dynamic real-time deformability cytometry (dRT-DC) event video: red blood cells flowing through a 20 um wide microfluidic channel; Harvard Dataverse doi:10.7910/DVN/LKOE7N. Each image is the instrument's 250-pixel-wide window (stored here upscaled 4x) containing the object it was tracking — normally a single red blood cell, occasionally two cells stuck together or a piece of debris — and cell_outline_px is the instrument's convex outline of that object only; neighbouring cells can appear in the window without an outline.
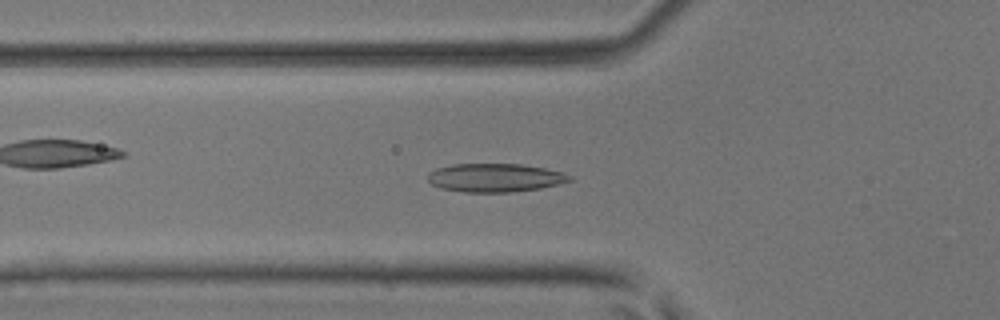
{"species": "common noctule bat (a hibernating species)", "species_latin": "Nyctalus noctula", "temperature_condition": "room temperature", "stored_images_in_passage": 48, "camera_frame_rate_fps": 3000, "um_per_image_px": 0.085, "animal": {"sex": "male", "body_mass_g": 17.9, "forearm_length_mm": 54.2}, "frame": {"image": 1, "passage_image": 17, "time_ms": 5.333, "image_size_px": [1000, 320], "cell_outline_px": [[572, 180], [540, 188], [512, 192], [464, 192], [440, 188], [432, 184], [428, 180], [428, 172], [436, 168], [452, 164], [520, 164], [544, 168], [564, 172], [572, 176]], "centroid_in_image_um": [42.06, 15.1], "position_along_channel_um": 83.7, "area_um2": 23.52}}
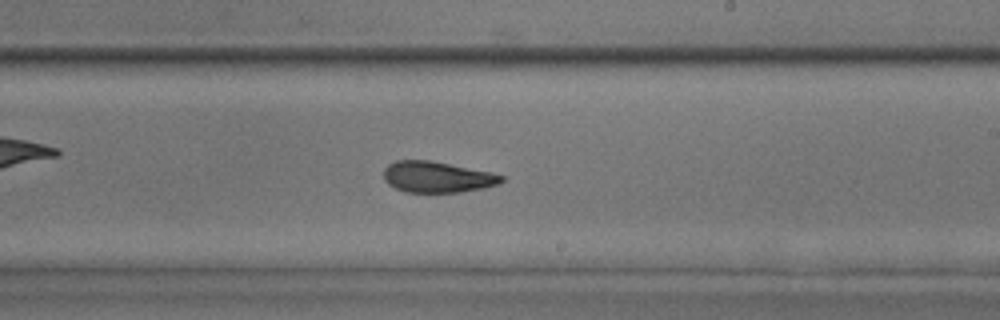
{"frame": {"image": 2, "passage_image": 29, "time_ms": 9.333, "image_size_px": [1000, 320], "cell_outline_px": [[504, 180], [500, 184], [484, 188], [460, 192], [404, 192], [388, 184], [384, 180], [384, 168], [388, 164], [396, 160], [428, 160], [492, 172], [504, 176]], "centroid_in_image_um": [37.16, 15.05], "position_along_channel_um": 251.8, "area_um2": 21.39}}
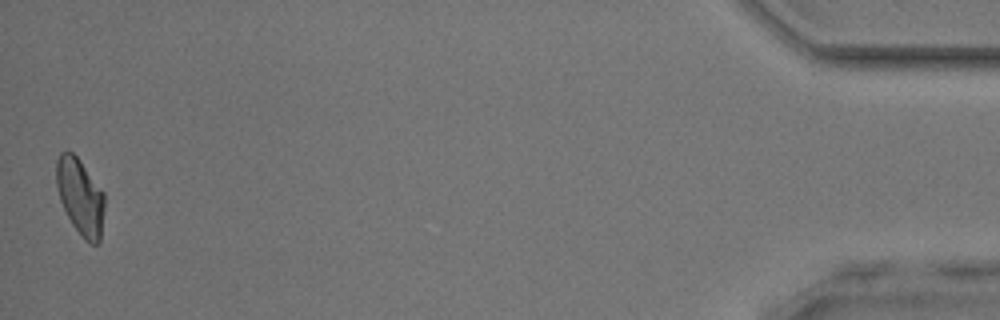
{"frame": {"image": 3, "passage_image": 48, "time_ms": 15.667, "image_size_px": [1000, 320], "cell_outline_px": [[104, 208], [100, 244], [92, 244], [84, 240], [72, 224], [60, 200], [56, 184], [56, 160], [60, 152], [72, 152], [80, 160], [104, 192]], "centroid_in_image_um": [6.83, 16.73], "position_along_channel_um": 428.4, "area_um2": 21.44}, "authors_computed_cell_mechanics": {"area_um2": 22.0507, "velocity_mm_per_s": 4.213, "shape_relaxation_time_tau1_ms": 4.8844, "shape_relaxation_time_tau2_ms": 2.3351, "deformation_change_tau1": 0.1221, "deformation_change_tau2": 0.0843}}